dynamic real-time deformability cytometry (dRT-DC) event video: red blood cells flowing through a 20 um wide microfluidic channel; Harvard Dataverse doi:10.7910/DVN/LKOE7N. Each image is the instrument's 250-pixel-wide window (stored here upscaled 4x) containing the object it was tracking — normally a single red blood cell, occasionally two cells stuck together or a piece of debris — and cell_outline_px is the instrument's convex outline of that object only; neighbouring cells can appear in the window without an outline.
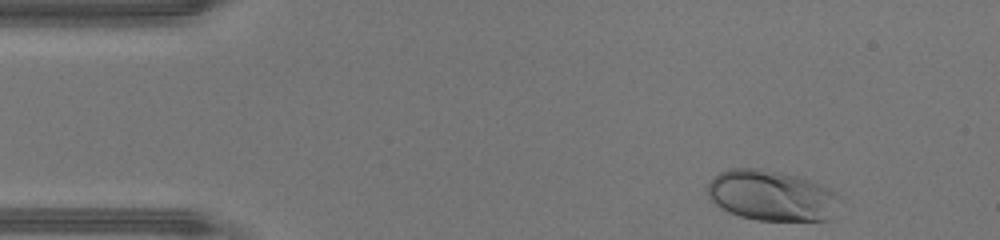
{"species": "human", "species_latin": "Homo sapiens", "temperature_condition": "warm", "stored_images_in_passage": 34, "camera_frame_rate_fps": 3000, "um_per_image_px": 0.085, "donor": {"sex": "male"}, "frame": {"image": 1, "passage_image": 1, "time_ms": 0.0, "image_size_px": [1000, 240], "cell_outline_px": [[836, 192], [828, 220], [756, 220], [740, 216], [728, 212], [716, 204], [708, 196], [708, 184], [712, 176], [720, 172], [732, 168], [760, 168], [780, 172], [812, 180]], "centroid_in_image_um": [65.47, 16.6], "position_along_channel_um": 19.5, "area_um2": 38.21}}
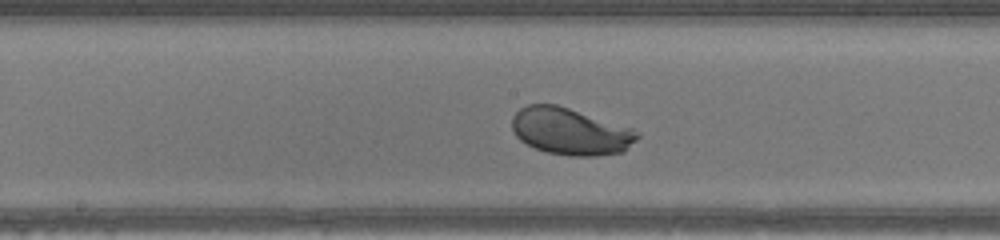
{"frame": {"image": 2, "passage_image": 19, "time_ms": 6.0, "image_size_px": [1000, 240], "cell_outline_px": [[640, 136], [624, 152], [596, 156], [568, 156], [548, 152], [536, 148], [520, 140], [516, 136], [512, 128], [512, 116], [520, 108], [528, 104], [556, 104], [632, 128], [640, 132]], "centroid_in_image_um": [48.49, 11.17], "position_along_channel_um": 199.7, "area_um2": 34.22}}
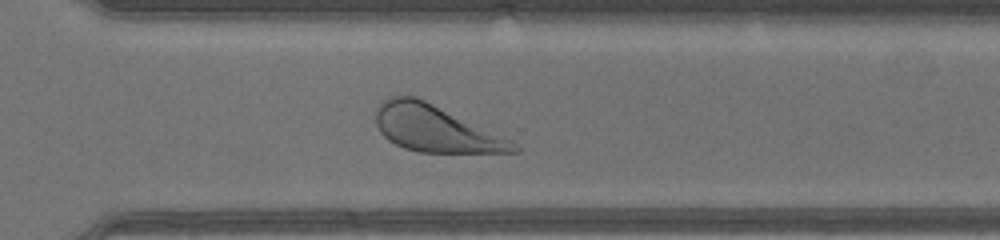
{"frame": {"image": 3, "passage_image": 28, "time_ms": 9.0, "image_size_px": [1000, 240], "cell_outline_px": [[520, 152], [420, 152], [404, 148], [388, 140], [380, 132], [376, 124], [376, 112], [380, 104], [384, 100], [392, 96], [416, 96], [512, 140], [520, 148]], "centroid_in_image_um": [37.0, 10.94], "position_along_channel_um": 333.6, "area_um2": 36.82}, "authors_computed_cell_mechanics": {"area_um2": 34.5066, "velocity_mm_per_s": 4.4868, "shape_relaxation_time_tau1_ms": 1.7805, "shape_relaxation_time_tau2_ms": null, "deformation_change_tau1": 0.1384, "deformation_change_tau2": null}}